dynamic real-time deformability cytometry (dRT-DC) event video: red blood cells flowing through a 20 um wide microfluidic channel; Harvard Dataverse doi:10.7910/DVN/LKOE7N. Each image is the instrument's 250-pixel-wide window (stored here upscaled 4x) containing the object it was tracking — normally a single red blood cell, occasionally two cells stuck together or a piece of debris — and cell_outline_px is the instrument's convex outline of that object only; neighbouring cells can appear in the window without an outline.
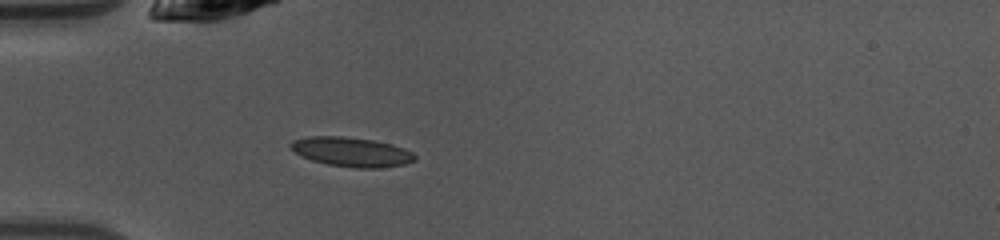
{"species": "common noctule bat (a hibernating species)", "species_latin": "Nyctalus noctula", "temperature_condition": "warm", "stored_images_in_passage": 35, "camera_frame_rate_fps": 3000, "um_per_image_px": 0.085, "animal": {"sex": "female", "body_mass_g": 10.0, "forearm_length_mm": 53.1}, "frame": {"image": 1, "passage_image": 1, "time_ms": 0.0, "image_size_px": [1000, 240], "cell_outline_px": [[416, 160], [404, 164], [380, 168], [356, 168], [328, 164], [312, 160], [296, 152], [288, 144], [292, 140], [308, 136], [344, 136], [372, 140], [392, 144], [404, 148], [412, 152], [416, 156]], "centroid_in_image_um": [29.9, 12.9], "position_along_channel_um": 55.1, "area_um2": 21.21}}
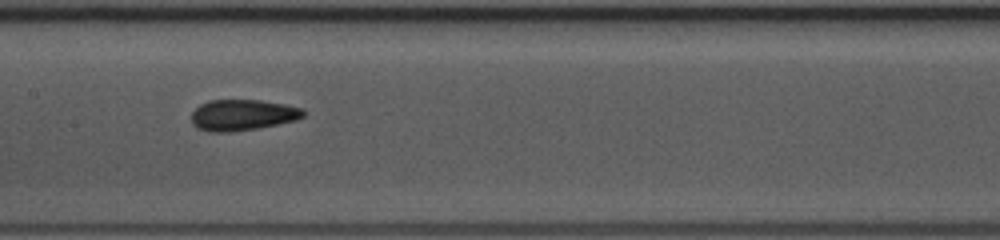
{"frame": {"image": 2, "passage_image": 11, "time_ms": 3.333, "image_size_px": [1000, 240], "cell_outline_px": [[308, 112], [304, 116], [296, 120], [256, 128], [228, 132], [208, 132], [196, 128], [192, 124], [192, 112], [200, 104], [208, 100], [260, 100], [284, 104], [304, 108]], "centroid_in_image_um": [20.62, 9.77], "position_along_channel_um": 186.8, "area_um2": 20.35}}
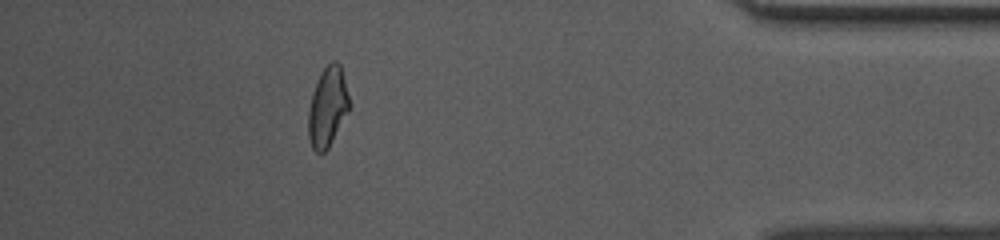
{"frame": {"image": 3, "passage_image": 30, "time_ms": 9.667, "image_size_px": [1000, 240], "cell_outline_px": [[348, 112], [328, 148], [324, 152], [316, 152], [312, 148], [308, 136], [308, 112], [312, 92], [316, 80], [320, 72], [332, 60], [336, 60], [340, 64], [348, 96]], "centroid_in_image_um": [27.81, 9.08], "position_along_channel_um": 407.4, "area_um2": 18.84}, "authors_computed_cell_mechanics": {"area_um2": 19.4208, "velocity_mm_per_s": 4.1336, "shape_relaxation_time_tau1_ms": null, "shape_relaxation_time_tau2_ms": 1.3847, "deformation_change_tau1": null, "deformation_change_tau2": 0.0607}}